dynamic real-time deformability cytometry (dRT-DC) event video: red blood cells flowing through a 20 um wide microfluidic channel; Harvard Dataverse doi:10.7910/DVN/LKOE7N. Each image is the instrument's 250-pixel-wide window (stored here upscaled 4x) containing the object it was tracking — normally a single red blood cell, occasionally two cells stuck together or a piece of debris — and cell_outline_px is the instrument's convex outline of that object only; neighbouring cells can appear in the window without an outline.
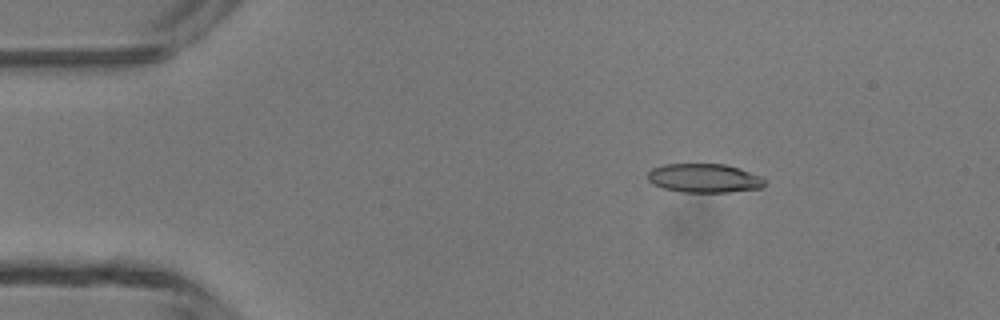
{"species": "common noctule bat (a hibernating species)", "species_latin": "Nyctalus noctula", "temperature_condition": "room temperature", "stored_images_in_passage": 6, "camera_frame_rate_fps": 3000, "um_per_image_px": 0.085, "animal": {"sex": "male", "body_mass_g": 13.3}, "frame": {"image": 1, "passage_image": 3, "time_ms": 2.0, "image_size_px": [1000, 320], "cell_outline_px": [[764, 184], [760, 188], [728, 192], [680, 192], [664, 188], [652, 184], [648, 180], [648, 172], [652, 168], [664, 164], [724, 164], [740, 168], [760, 176], [764, 180]], "centroid_in_image_um": [59.82, 15.14], "position_along_channel_um": 25.2, "area_um2": 19.65}}
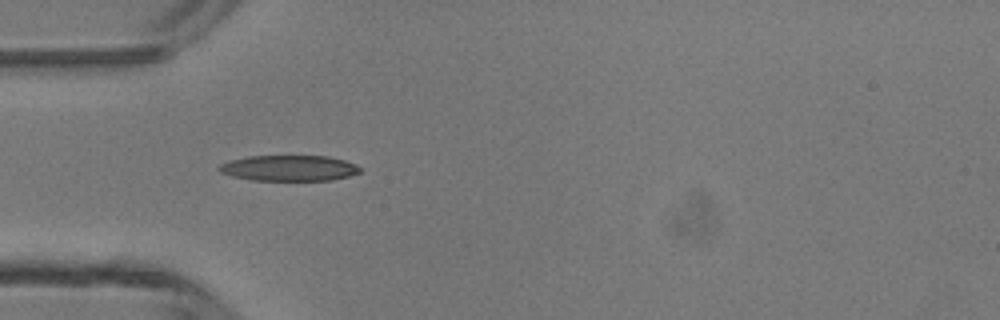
{"frame": {"image": 2, "passage_image": 5, "time_ms": 4.333, "image_size_px": [1000, 320], "cell_outline_px": [[364, 168], [360, 172], [348, 176], [332, 180], [252, 180], [232, 176], [220, 172], [216, 168], [220, 164], [228, 160], [248, 156], [328, 156], [344, 160], [356, 164]], "centroid_in_image_um": [24.57, 14.28], "position_along_channel_um": 60.4, "area_um2": 21.27}}
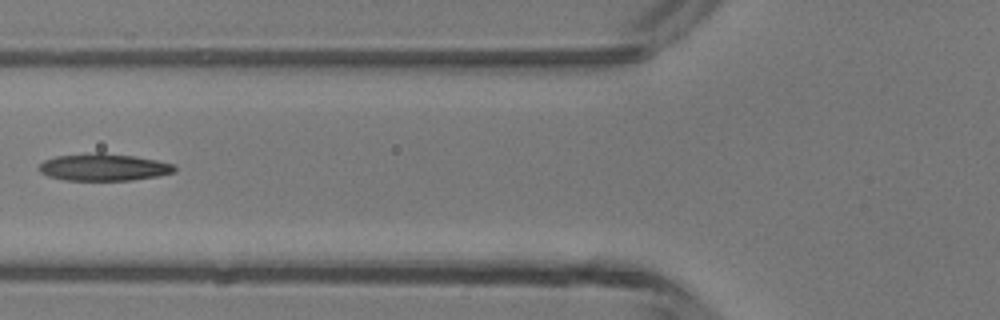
{"frame": {"image": 3, "passage_image": 6, "time_ms": 5.667, "image_size_px": [1000, 320], "cell_outline_px": [[176, 172], [156, 176], [132, 180], [64, 180], [48, 176], [40, 172], [36, 168], [44, 160], [56, 156], [96, 152], [100, 152], [132, 156], [156, 160], [172, 164], [176, 168]], "centroid_in_image_um": [8.77, 14.21], "position_along_channel_um": 117.0, "area_um2": 21.39}}